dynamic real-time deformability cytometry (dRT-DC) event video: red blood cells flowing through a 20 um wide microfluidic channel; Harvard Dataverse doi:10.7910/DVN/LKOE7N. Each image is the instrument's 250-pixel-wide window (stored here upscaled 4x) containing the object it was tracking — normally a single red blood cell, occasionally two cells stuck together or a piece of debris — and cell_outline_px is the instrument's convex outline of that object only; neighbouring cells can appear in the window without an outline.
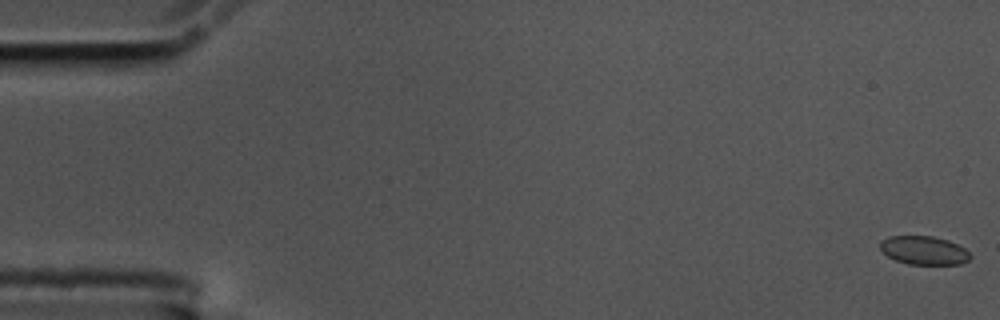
{"species": "common noctule bat (a hibernating species)", "species_latin": "Nyctalus noctula", "temperature_condition": "cold", "stored_images_in_passage": 6, "camera_frame_rate_fps": 3000, "um_per_image_px": 0.085, "animal": {"sex": "male", "body_mass_g": 17.5, "forearm_length_mm": 52.3}, "frame": {"image": 1, "passage_image": 1, "time_ms": 0.0, "image_size_px": [1000, 320], "cell_outline_px": [[972, 256], [968, 260], [960, 264], [908, 264], [896, 260], [888, 256], [880, 248], [880, 240], [888, 236], [932, 236], [948, 240], [964, 248]], "centroid_in_image_um": [78.52, 21.27], "position_along_channel_um": 6.5, "area_um2": 14.91}}
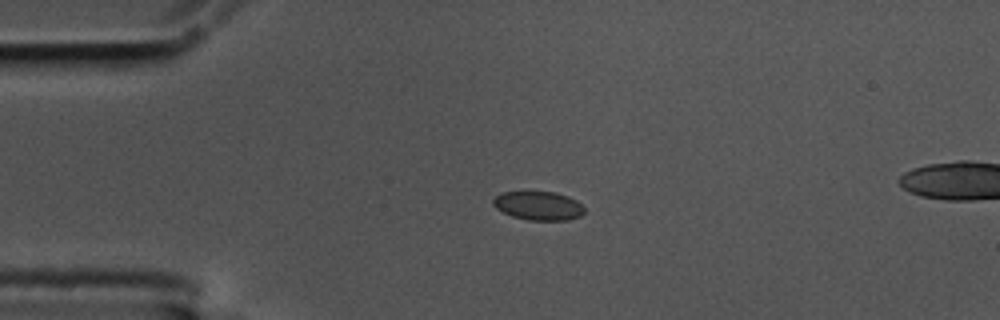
{"frame": {"image": 2, "passage_image": 4, "time_ms": 1.0, "image_size_px": [1000, 320], "cell_outline_px": [[584, 212], [580, 216], [568, 220], [528, 220], [512, 216], [496, 208], [492, 204], [492, 200], [500, 192], [556, 192], [568, 196], [576, 200], [584, 208]], "centroid_in_image_um": [45.76, 17.48], "position_along_channel_um": 39.2, "area_um2": 15.26}}